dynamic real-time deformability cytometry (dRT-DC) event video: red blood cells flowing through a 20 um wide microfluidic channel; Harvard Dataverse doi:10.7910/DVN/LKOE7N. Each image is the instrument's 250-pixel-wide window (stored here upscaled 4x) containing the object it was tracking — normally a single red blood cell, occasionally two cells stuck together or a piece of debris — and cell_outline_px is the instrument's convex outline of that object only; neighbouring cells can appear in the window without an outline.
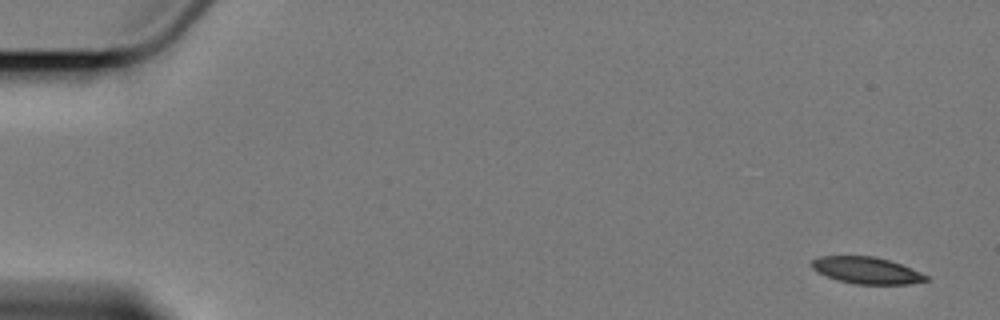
{"species": "Egyptian fruit bat (a non-hibernating species)", "species_latin": "Rousettus aegyptiacus", "temperature_condition": "cold", "stored_images_in_passage": 5, "camera_frame_rate_fps": 3000, "um_per_image_px": 0.085, "animal": {"sex": "female"}, "frame": {"image": 1, "passage_image": 1, "time_ms": 0.0, "image_size_px": [1000, 320], "cell_outline_px": [[928, 280], [908, 284], [856, 284], [836, 280], [812, 268], [812, 260], [820, 256], [876, 256], [900, 264], [920, 272], [928, 276]], "centroid_in_image_um": [73.66, 22.98], "position_along_channel_um": 11.3, "area_um2": 17.57}}